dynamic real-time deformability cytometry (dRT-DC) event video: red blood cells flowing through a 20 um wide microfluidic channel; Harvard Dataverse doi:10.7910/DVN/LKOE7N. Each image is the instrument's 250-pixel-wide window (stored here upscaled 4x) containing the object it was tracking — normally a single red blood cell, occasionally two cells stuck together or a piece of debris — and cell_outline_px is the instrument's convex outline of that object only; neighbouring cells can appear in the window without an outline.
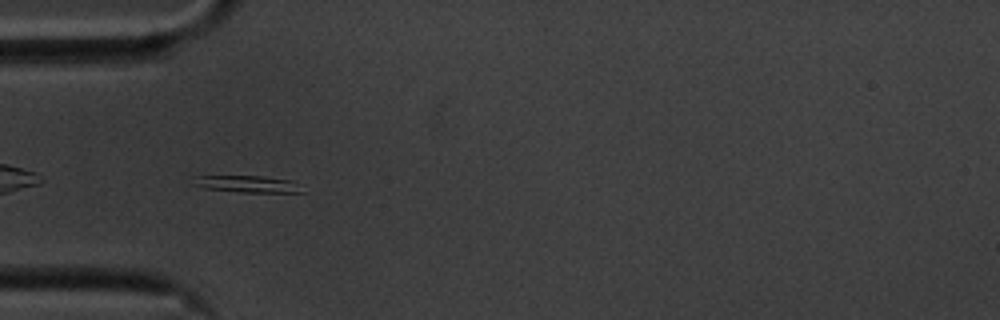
{"species": "common noctule bat (a hibernating species)", "species_latin": "Nyctalus noctula", "temperature_condition": "cold", "stored_images_in_passage": 6, "camera_frame_rate_fps": 3000, "um_per_image_px": 0.085, "animal": {"sex": "male", "body_mass_g": 20.1, "forearm_length_mm": 53.5}, "frame": {"image": 1, "passage_image": 3, "time_ms": 0.667, "image_size_px": [1000, 320], "cell_outline_px": [[304, 192], [240, 192], [204, 188], [192, 184], [188, 176], [260, 176], [288, 180]], "centroid_in_image_um": [20.81, 15.63], "position_along_channel_um": 64.2, "area_um2": 10.46}}